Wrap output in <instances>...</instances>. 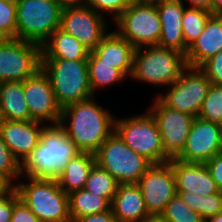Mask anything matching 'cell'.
<instances>
[{
    "label": "cell",
    "mask_w": 222,
    "mask_h": 222,
    "mask_svg": "<svg viewBox=\"0 0 222 222\" xmlns=\"http://www.w3.org/2000/svg\"><path fill=\"white\" fill-rule=\"evenodd\" d=\"M93 99L63 108L59 124L80 152L95 154L114 132L115 117Z\"/></svg>",
    "instance_id": "cell-1"
},
{
    "label": "cell",
    "mask_w": 222,
    "mask_h": 222,
    "mask_svg": "<svg viewBox=\"0 0 222 222\" xmlns=\"http://www.w3.org/2000/svg\"><path fill=\"white\" fill-rule=\"evenodd\" d=\"M78 153L79 149L60 124H48L42 131L37 147L21 164V175L57 179L66 164Z\"/></svg>",
    "instance_id": "cell-2"
},
{
    "label": "cell",
    "mask_w": 222,
    "mask_h": 222,
    "mask_svg": "<svg viewBox=\"0 0 222 222\" xmlns=\"http://www.w3.org/2000/svg\"><path fill=\"white\" fill-rule=\"evenodd\" d=\"M16 184L19 198L42 222H70L69 195L57 179L27 177ZM28 181V182H27ZM30 181V182H29Z\"/></svg>",
    "instance_id": "cell-3"
},
{
    "label": "cell",
    "mask_w": 222,
    "mask_h": 222,
    "mask_svg": "<svg viewBox=\"0 0 222 222\" xmlns=\"http://www.w3.org/2000/svg\"><path fill=\"white\" fill-rule=\"evenodd\" d=\"M144 48L134 51L130 79L169 87L187 67L186 56L178 51L158 45Z\"/></svg>",
    "instance_id": "cell-4"
},
{
    "label": "cell",
    "mask_w": 222,
    "mask_h": 222,
    "mask_svg": "<svg viewBox=\"0 0 222 222\" xmlns=\"http://www.w3.org/2000/svg\"><path fill=\"white\" fill-rule=\"evenodd\" d=\"M41 69L50 80L62 109L94 97L89 84L87 60L41 59Z\"/></svg>",
    "instance_id": "cell-5"
},
{
    "label": "cell",
    "mask_w": 222,
    "mask_h": 222,
    "mask_svg": "<svg viewBox=\"0 0 222 222\" xmlns=\"http://www.w3.org/2000/svg\"><path fill=\"white\" fill-rule=\"evenodd\" d=\"M16 38L40 46L60 28L62 8L57 0H15Z\"/></svg>",
    "instance_id": "cell-6"
},
{
    "label": "cell",
    "mask_w": 222,
    "mask_h": 222,
    "mask_svg": "<svg viewBox=\"0 0 222 222\" xmlns=\"http://www.w3.org/2000/svg\"><path fill=\"white\" fill-rule=\"evenodd\" d=\"M146 113L123 119L115 118L114 131L130 149L152 164L169 162L171 158L163 149L156 120L149 111Z\"/></svg>",
    "instance_id": "cell-7"
},
{
    "label": "cell",
    "mask_w": 222,
    "mask_h": 222,
    "mask_svg": "<svg viewBox=\"0 0 222 222\" xmlns=\"http://www.w3.org/2000/svg\"><path fill=\"white\" fill-rule=\"evenodd\" d=\"M95 159L119 184H137L152 165L144 156L130 149L115 131L99 147Z\"/></svg>",
    "instance_id": "cell-8"
},
{
    "label": "cell",
    "mask_w": 222,
    "mask_h": 222,
    "mask_svg": "<svg viewBox=\"0 0 222 222\" xmlns=\"http://www.w3.org/2000/svg\"><path fill=\"white\" fill-rule=\"evenodd\" d=\"M114 23L116 32L135 49L158 45L161 21L155 2H133Z\"/></svg>",
    "instance_id": "cell-9"
},
{
    "label": "cell",
    "mask_w": 222,
    "mask_h": 222,
    "mask_svg": "<svg viewBox=\"0 0 222 222\" xmlns=\"http://www.w3.org/2000/svg\"><path fill=\"white\" fill-rule=\"evenodd\" d=\"M212 82L199 67L187 66L169 91L157 96L170 108L198 117Z\"/></svg>",
    "instance_id": "cell-10"
},
{
    "label": "cell",
    "mask_w": 222,
    "mask_h": 222,
    "mask_svg": "<svg viewBox=\"0 0 222 222\" xmlns=\"http://www.w3.org/2000/svg\"><path fill=\"white\" fill-rule=\"evenodd\" d=\"M41 46L10 38L0 44V82L24 81L41 68Z\"/></svg>",
    "instance_id": "cell-11"
},
{
    "label": "cell",
    "mask_w": 222,
    "mask_h": 222,
    "mask_svg": "<svg viewBox=\"0 0 222 222\" xmlns=\"http://www.w3.org/2000/svg\"><path fill=\"white\" fill-rule=\"evenodd\" d=\"M153 103L148 111L158 125L163 149L171 159L176 158L184 149L195 117L170 108L158 96Z\"/></svg>",
    "instance_id": "cell-12"
},
{
    "label": "cell",
    "mask_w": 222,
    "mask_h": 222,
    "mask_svg": "<svg viewBox=\"0 0 222 222\" xmlns=\"http://www.w3.org/2000/svg\"><path fill=\"white\" fill-rule=\"evenodd\" d=\"M60 29L74 36L90 51L109 33L103 15L87 5L62 9Z\"/></svg>",
    "instance_id": "cell-13"
},
{
    "label": "cell",
    "mask_w": 222,
    "mask_h": 222,
    "mask_svg": "<svg viewBox=\"0 0 222 222\" xmlns=\"http://www.w3.org/2000/svg\"><path fill=\"white\" fill-rule=\"evenodd\" d=\"M137 185L141 189L149 214L160 215L177 194L175 175L170 162L152 164Z\"/></svg>",
    "instance_id": "cell-14"
},
{
    "label": "cell",
    "mask_w": 222,
    "mask_h": 222,
    "mask_svg": "<svg viewBox=\"0 0 222 222\" xmlns=\"http://www.w3.org/2000/svg\"><path fill=\"white\" fill-rule=\"evenodd\" d=\"M23 92L32 120L59 124L62 108L57 103L50 80L41 68L23 81Z\"/></svg>",
    "instance_id": "cell-15"
},
{
    "label": "cell",
    "mask_w": 222,
    "mask_h": 222,
    "mask_svg": "<svg viewBox=\"0 0 222 222\" xmlns=\"http://www.w3.org/2000/svg\"><path fill=\"white\" fill-rule=\"evenodd\" d=\"M222 151V125L195 117L186 144L176 157L184 162L206 163Z\"/></svg>",
    "instance_id": "cell-16"
},
{
    "label": "cell",
    "mask_w": 222,
    "mask_h": 222,
    "mask_svg": "<svg viewBox=\"0 0 222 222\" xmlns=\"http://www.w3.org/2000/svg\"><path fill=\"white\" fill-rule=\"evenodd\" d=\"M42 122L0 120V134L14 157L22 164L37 147L46 125Z\"/></svg>",
    "instance_id": "cell-17"
},
{
    "label": "cell",
    "mask_w": 222,
    "mask_h": 222,
    "mask_svg": "<svg viewBox=\"0 0 222 222\" xmlns=\"http://www.w3.org/2000/svg\"><path fill=\"white\" fill-rule=\"evenodd\" d=\"M155 3L161 21L158 46L178 51L186 56L187 49L181 24L185 4L180 0H157Z\"/></svg>",
    "instance_id": "cell-18"
},
{
    "label": "cell",
    "mask_w": 222,
    "mask_h": 222,
    "mask_svg": "<svg viewBox=\"0 0 222 222\" xmlns=\"http://www.w3.org/2000/svg\"><path fill=\"white\" fill-rule=\"evenodd\" d=\"M172 164L176 191H188V194L217 193L219 190L205 163L184 162L176 158L169 161Z\"/></svg>",
    "instance_id": "cell-19"
},
{
    "label": "cell",
    "mask_w": 222,
    "mask_h": 222,
    "mask_svg": "<svg viewBox=\"0 0 222 222\" xmlns=\"http://www.w3.org/2000/svg\"><path fill=\"white\" fill-rule=\"evenodd\" d=\"M222 51V15L212 14L195 42L187 49L186 63L200 67L208 59Z\"/></svg>",
    "instance_id": "cell-20"
},
{
    "label": "cell",
    "mask_w": 222,
    "mask_h": 222,
    "mask_svg": "<svg viewBox=\"0 0 222 222\" xmlns=\"http://www.w3.org/2000/svg\"><path fill=\"white\" fill-rule=\"evenodd\" d=\"M134 46L116 31L110 32L102 39L93 52L101 63L114 65L126 77L131 75L134 57Z\"/></svg>",
    "instance_id": "cell-21"
},
{
    "label": "cell",
    "mask_w": 222,
    "mask_h": 222,
    "mask_svg": "<svg viewBox=\"0 0 222 222\" xmlns=\"http://www.w3.org/2000/svg\"><path fill=\"white\" fill-rule=\"evenodd\" d=\"M111 210L118 222H140L150 215L137 184H119L111 203Z\"/></svg>",
    "instance_id": "cell-22"
},
{
    "label": "cell",
    "mask_w": 222,
    "mask_h": 222,
    "mask_svg": "<svg viewBox=\"0 0 222 222\" xmlns=\"http://www.w3.org/2000/svg\"><path fill=\"white\" fill-rule=\"evenodd\" d=\"M90 50L62 29H56L41 45V59L87 60Z\"/></svg>",
    "instance_id": "cell-23"
},
{
    "label": "cell",
    "mask_w": 222,
    "mask_h": 222,
    "mask_svg": "<svg viewBox=\"0 0 222 222\" xmlns=\"http://www.w3.org/2000/svg\"><path fill=\"white\" fill-rule=\"evenodd\" d=\"M0 120H32L24 97L23 81L0 83Z\"/></svg>",
    "instance_id": "cell-24"
},
{
    "label": "cell",
    "mask_w": 222,
    "mask_h": 222,
    "mask_svg": "<svg viewBox=\"0 0 222 222\" xmlns=\"http://www.w3.org/2000/svg\"><path fill=\"white\" fill-rule=\"evenodd\" d=\"M96 163L95 154L80 152L66 164L57 182L66 194L83 189L89 173Z\"/></svg>",
    "instance_id": "cell-25"
},
{
    "label": "cell",
    "mask_w": 222,
    "mask_h": 222,
    "mask_svg": "<svg viewBox=\"0 0 222 222\" xmlns=\"http://www.w3.org/2000/svg\"><path fill=\"white\" fill-rule=\"evenodd\" d=\"M68 195L71 220L112 211L111 202L107 198L92 194L84 188Z\"/></svg>",
    "instance_id": "cell-26"
},
{
    "label": "cell",
    "mask_w": 222,
    "mask_h": 222,
    "mask_svg": "<svg viewBox=\"0 0 222 222\" xmlns=\"http://www.w3.org/2000/svg\"><path fill=\"white\" fill-rule=\"evenodd\" d=\"M89 84L94 94L96 89L106 88L112 84H117L127 78L114 65L108 63H101V59L90 51L87 59Z\"/></svg>",
    "instance_id": "cell-27"
},
{
    "label": "cell",
    "mask_w": 222,
    "mask_h": 222,
    "mask_svg": "<svg viewBox=\"0 0 222 222\" xmlns=\"http://www.w3.org/2000/svg\"><path fill=\"white\" fill-rule=\"evenodd\" d=\"M118 186V181L108 171L95 163L84 189L99 197L107 198L112 203Z\"/></svg>",
    "instance_id": "cell-28"
},
{
    "label": "cell",
    "mask_w": 222,
    "mask_h": 222,
    "mask_svg": "<svg viewBox=\"0 0 222 222\" xmlns=\"http://www.w3.org/2000/svg\"><path fill=\"white\" fill-rule=\"evenodd\" d=\"M211 15L212 13L206 9L185 7L181 24L186 49H188L203 32L205 24Z\"/></svg>",
    "instance_id": "cell-29"
},
{
    "label": "cell",
    "mask_w": 222,
    "mask_h": 222,
    "mask_svg": "<svg viewBox=\"0 0 222 222\" xmlns=\"http://www.w3.org/2000/svg\"><path fill=\"white\" fill-rule=\"evenodd\" d=\"M166 222H204L201 215L186 204L179 194H176L160 214Z\"/></svg>",
    "instance_id": "cell-30"
},
{
    "label": "cell",
    "mask_w": 222,
    "mask_h": 222,
    "mask_svg": "<svg viewBox=\"0 0 222 222\" xmlns=\"http://www.w3.org/2000/svg\"><path fill=\"white\" fill-rule=\"evenodd\" d=\"M198 117L222 125V85H211Z\"/></svg>",
    "instance_id": "cell-31"
},
{
    "label": "cell",
    "mask_w": 222,
    "mask_h": 222,
    "mask_svg": "<svg viewBox=\"0 0 222 222\" xmlns=\"http://www.w3.org/2000/svg\"><path fill=\"white\" fill-rule=\"evenodd\" d=\"M0 176L7 180L12 186L17 184L13 183L17 178L18 181L22 177L21 164L14 157L6 143L3 141L0 134ZM15 178V179H14Z\"/></svg>",
    "instance_id": "cell-32"
},
{
    "label": "cell",
    "mask_w": 222,
    "mask_h": 222,
    "mask_svg": "<svg viewBox=\"0 0 222 222\" xmlns=\"http://www.w3.org/2000/svg\"><path fill=\"white\" fill-rule=\"evenodd\" d=\"M0 28L10 38H16L15 0H0Z\"/></svg>",
    "instance_id": "cell-33"
},
{
    "label": "cell",
    "mask_w": 222,
    "mask_h": 222,
    "mask_svg": "<svg viewBox=\"0 0 222 222\" xmlns=\"http://www.w3.org/2000/svg\"><path fill=\"white\" fill-rule=\"evenodd\" d=\"M132 0H87V6L96 12L111 13L115 20L118 18L131 4Z\"/></svg>",
    "instance_id": "cell-34"
},
{
    "label": "cell",
    "mask_w": 222,
    "mask_h": 222,
    "mask_svg": "<svg viewBox=\"0 0 222 222\" xmlns=\"http://www.w3.org/2000/svg\"><path fill=\"white\" fill-rule=\"evenodd\" d=\"M212 84L222 85V51L208 59L199 67Z\"/></svg>",
    "instance_id": "cell-35"
},
{
    "label": "cell",
    "mask_w": 222,
    "mask_h": 222,
    "mask_svg": "<svg viewBox=\"0 0 222 222\" xmlns=\"http://www.w3.org/2000/svg\"><path fill=\"white\" fill-rule=\"evenodd\" d=\"M10 222H42L19 198V195L15 187H14V207Z\"/></svg>",
    "instance_id": "cell-36"
},
{
    "label": "cell",
    "mask_w": 222,
    "mask_h": 222,
    "mask_svg": "<svg viewBox=\"0 0 222 222\" xmlns=\"http://www.w3.org/2000/svg\"><path fill=\"white\" fill-rule=\"evenodd\" d=\"M222 211V192L202 196L201 216L204 220Z\"/></svg>",
    "instance_id": "cell-37"
},
{
    "label": "cell",
    "mask_w": 222,
    "mask_h": 222,
    "mask_svg": "<svg viewBox=\"0 0 222 222\" xmlns=\"http://www.w3.org/2000/svg\"><path fill=\"white\" fill-rule=\"evenodd\" d=\"M14 207V186L0 197V222H10Z\"/></svg>",
    "instance_id": "cell-38"
},
{
    "label": "cell",
    "mask_w": 222,
    "mask_h": 222,
    "mask_svg": "<svg viewBox=\"0 0 222 222\" xmlns=\"http://www.w3.org/2000/svg\"><path fill=\"white\" fill-rule=\"evenodd\" d=\"M220 192H222V151L205 163Z\"/></svg>",
    "instance_id": "cell-39"
},
{
    "label": "cell",
    "mask_w": 222,
    "mask_h": 222,
    "mask_svg": "<svg viewBox=\"0 0 222 222\" xmlns=\"http://www.w3.org/2000/svg\"><path fill=\"white\" fill-rule=\"evenodd\" d=\"M182 200L189 205L195 212L201 215L202 195L194 193L188 194V191H176Z\"/></svg>",
    "instance_id": "cell-40"
},
{
    "label": "cell",
    "mask_w": 222,
    "mask_h": 222,
    "mask_svg": "<svg viewBox=\"0 0 222 222\" xmlns=\"http://www.w3.org/2000/svg\"><path fill=\"white\" fill-rule=\"evenodd\" d=\"M70 222H118L112 211L89 215L83 218L73 219Z\"/></svg>",
    "instance_id": "cell-41"
},
{
    "label": "cell",
    "mask_w": 222,
    "mask_h": 222,
    "mask_svg": "<svg viewBox=\"0 0 222 222\" xmlns=\"http://www.w3.org/2000/svg\"><path fill=\"white\" fill-rule=\"evenodd\" d=\"M187 2H190L189 7L206 9L212 13V0H188Z\"/></svg>",
    "instance_id": "cell-42"
},
{
    "label": "cell",
    "mask_w": 222,
    "mask_h": 222,
    "mask_svg": "<svg viewBox=\"0 0 222 222\" xmlns=\"http://www.w3.org/2000/svg\"><path fill=\"white\" fill-rule=\"evenodd\" d=\"M62 9L87 5V0H57Z\"/></svg>",
    "instance_id": "cell-43"
},
{
    "label": "cell",
    "mask_w": 222,
    "mask_h": 222,
    "mask_svg": "<svg viewBox=\"0 0 222 222\" xmlns=\"http://www.w3.org/2000/svg\"><path fill=\"white\" fill-rule=\"evenodd\" d=\"M13 186L0 176V197L5 195Z\"/></svg>",
    "instance_id": "cell-44"
},
{
    "label": "cell",
    "mask_w": 222,
    "mask_h": 222,
    "mask_svg": "<svg viewBox=\"0 0 222 222\" xmlns=\"http://www.w3.org/2000/svg\"><path fill=\"white\" fill-rule=\"evenodd\" d=\"M140 222H166V220L161 215L150 214Z\"/></svg>",
    "instance_id": "cell-45"
},
{
    "label": "cell",
    "mask_w": 222,
    "mask_h": 222,
    "mask_svg": "<svg viewBox=\"0 0 222 222\" xmlns=\"http://www.w3.org/2000/svg\"><path fill=\"white\" fill-rule=\"evenodd\" d=\"M212 14L222 15V0H212Z\"/></svg>",
    "instance_id": "cell-46"
},
{
    "label": "cell",
    "mask_w": 222,
    "mask_h": 222,
    "mask_svg": "<svg viewBox=\"0 0 222 222\" xmlns=\"http://www.w3.org/2000/svg\"><path fill=\"white\" fill-rule=\"evenodd\" d=\"M204 222H222V211L217 215L204 220Z\"/></svg>",
    "instance_id": "cell-47"
},
{
    "label": "cell",
    "mask_w": 222,
    "mask_h": 222,
    "mask_svg": "<svg viewBox=\"0 0 222 222\" xmlns=\"http://www.w3.org/2000/svg\"><path fill=\"white\" fill-rule=\"evenodd\" d=\"M10 37L0 28V44L7 42Z\"/></svg>",
    "instance_id": "cell-48"
},
{
    "label": "cell",
    "mask_w": 222,
    "mask_h": 222,
    "mask_svg": "<svg viewBox=\"0 0 222 222\" xmlns=\"http://www.w3.org/2000/svg\"><path fill=\"white\" fill-rule=\"evenodd\" d=\"M133 2H156L157 0H132Z\"/></svg>",
    "instance_id": "cell-49"
}]
</instances>
